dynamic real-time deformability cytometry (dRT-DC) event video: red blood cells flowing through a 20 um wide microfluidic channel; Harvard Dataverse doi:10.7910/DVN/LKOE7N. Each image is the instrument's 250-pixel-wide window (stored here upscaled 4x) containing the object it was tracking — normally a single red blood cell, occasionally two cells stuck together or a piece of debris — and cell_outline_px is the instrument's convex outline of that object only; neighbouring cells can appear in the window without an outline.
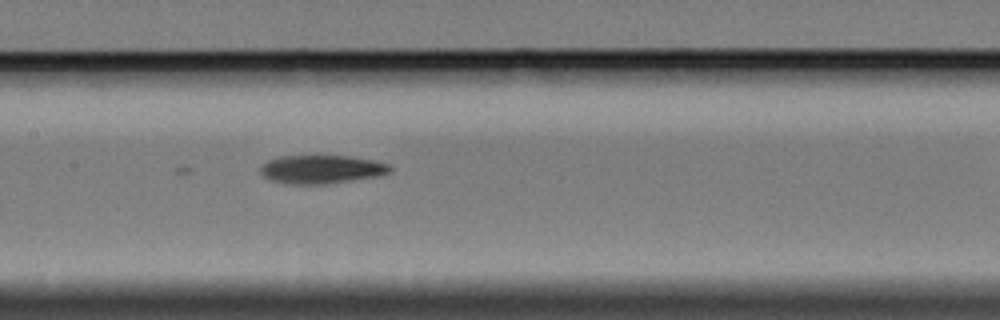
{"species": "Egyptian fruit bat (a non-hibernating species)", "species_latin": "Rousettus aegyptiacus", "temperature_condition": "cold", "stored_images_in_passage": 5, "segment_of_instrument_passage": [1, 2], "camera_frame_rate_fps": 3000, "um_per_image_px": 0.085, "animal": {"sex": "female"}, "frame": {"image": 1, "passage_image": 4, "time_ms": 3.667, "image_size_px": [1000, 320], "cell_outline_px": [[392, 172], [376, 176], [324, 184], [288, 184], [272, 180], [264, 176], [260, 172], [260, 164], [268, 160], [280, 156], [348, 156], [372, 160], [388, 164], [392, 168]], "centroid_in_image_um": [27.29, 14.39], "position_along_channel_um": 180.1, "area_um2": 21.33}}